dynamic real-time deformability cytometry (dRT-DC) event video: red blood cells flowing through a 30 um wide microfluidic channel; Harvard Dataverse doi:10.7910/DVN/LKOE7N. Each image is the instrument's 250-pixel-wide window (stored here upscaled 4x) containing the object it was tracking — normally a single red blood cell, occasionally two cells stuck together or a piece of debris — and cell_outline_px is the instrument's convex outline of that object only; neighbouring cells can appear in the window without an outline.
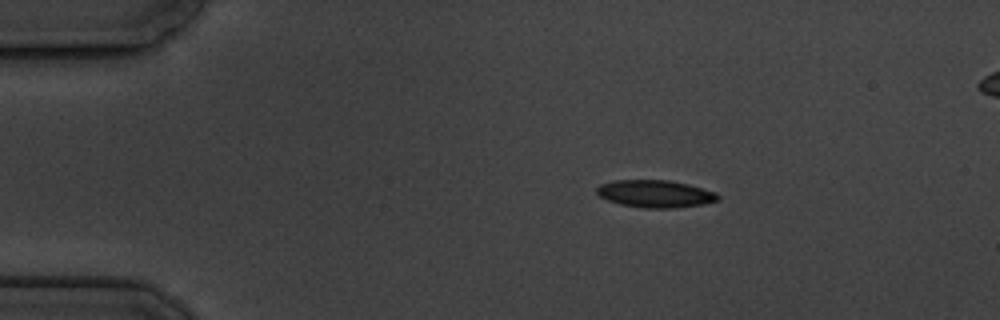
{"species": "common noctule bat (a hibernating species)", "species_latin": "Nyctalus noctula", "temperature_condition": "cold", "stored_images_in_passage": 4, "segment_of_instrument_passage": [1, 2], "camera_frame_rate_fps": 3000, "um_per_image_px": 0.085, "animal": {"sex": "male", "body_mass_g": 19.5, "forearm_length_mm": 54.6}, "frame": {"image": 1, "passage_image": 1, "time_ms": 0.0, "image_size_px": [1000, 320], "cell_outline_px": [[720, 200], [704, 204], [676, 208], [644, 208], [620, 204], [608, 200], [600, 196], [596, 192], [596, 188], [600, 184], [616, 180], [668, 180], [688, 184], [716, 192], [720, 196]], "centroid_in_image_um": [55.72, 16.47], "position_along_channel_um": 29.3, "area_um2": 19.42}}